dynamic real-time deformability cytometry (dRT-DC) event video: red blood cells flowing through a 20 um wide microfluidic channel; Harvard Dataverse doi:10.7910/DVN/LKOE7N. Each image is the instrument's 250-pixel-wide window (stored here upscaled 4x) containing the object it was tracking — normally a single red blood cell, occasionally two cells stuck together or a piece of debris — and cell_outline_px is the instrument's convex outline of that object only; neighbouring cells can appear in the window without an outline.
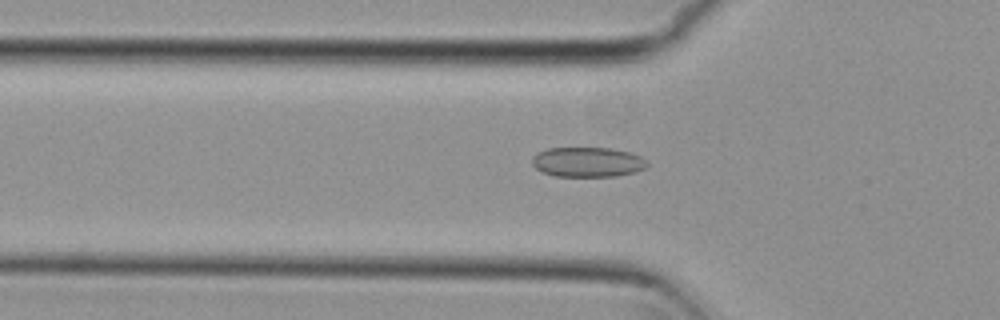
{"species": "common noctule bat (a hibernating species)", "species_latin": "Nyctalus noctula", "temperature_condition": "cold", "stored_images_in_passage": 52, "segment_of_instrument_passage": [1, 2], "camera_frame_rate_fps": 3000, "um_per_image_px": 0.085, "animal": {"sex": "female", "body_mass_g": 29.2, "forearm_length_mm": 56.3}, "frame": {"image": 1, "passage_image": 19, "time_ms": 6.0, "image_size_px": [1000, 320], "cell_outline_px": [[648, 164], [644, 168], [636, 172], [616, 176], [556, 176], [544, 172], [536, 168], [532, 164], [532, 156], [536, 152], [548, 148], [608, 148], [628, 152], [640, 156], [648, 160]], "centroid_in_image_um": [49.94, 13.77], "position_along_channel_um": 75.9, "area_um2": 20.0}}
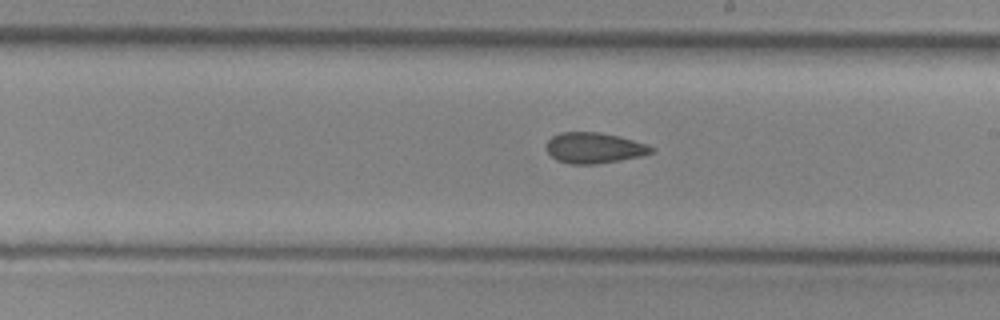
{"frame": {"image": 2, "passage_image": 32, "time_ms": 10.333, "image_size_px": [1000, 320], "cell_outline_px": [[656, 152], [644, 156], [596, 164], [568, 164], [556, 160], [548, 152], [548, 140], [552, 136], [560, 132], [600, 132], [620, 136], [648, 144], [656, 148]], "centroid_in_image_um": [50.58, 12.57], "position_along_channel_um": 238.4, "area_um2": 19.07}}
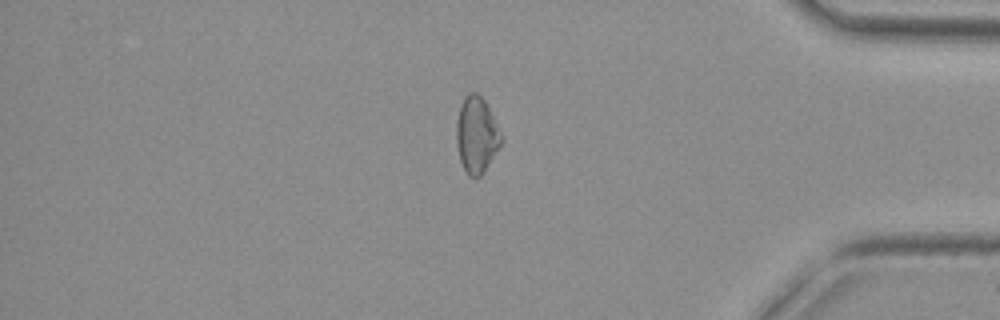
{"frame": {"image": 3, "passage_image": 47, "time_ms": 15.333, "image_size_px": [1000, 320], "cell_outline_px": [[504, 140], [484, 172], [480, 176], [468, 176], [460, 160], [456, 144], [456, 124], [460, 104], [464, 96], [468, 92], [476, 92], [484, 100]], "centroid_in_image_um": [40.49, 11.46], "position_along_channel_um": 394.7, "area_um2": 19.83}}